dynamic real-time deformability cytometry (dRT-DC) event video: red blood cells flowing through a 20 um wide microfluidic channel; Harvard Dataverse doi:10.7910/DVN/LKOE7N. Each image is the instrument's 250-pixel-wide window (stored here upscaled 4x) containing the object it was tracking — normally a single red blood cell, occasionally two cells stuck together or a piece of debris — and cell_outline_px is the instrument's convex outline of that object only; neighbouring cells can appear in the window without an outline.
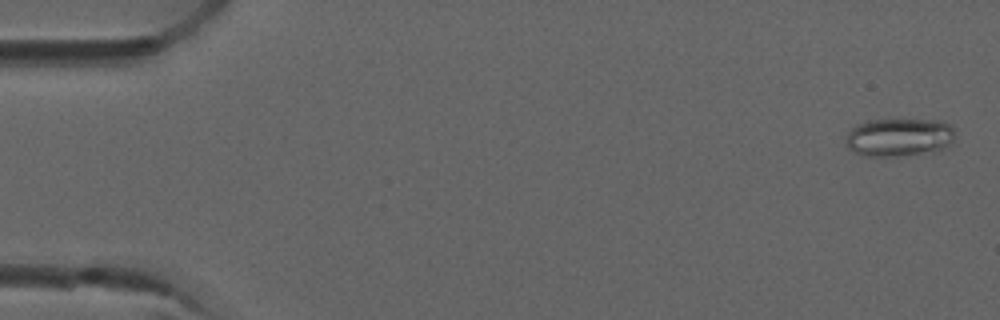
{"species": "common noctule bat (a hibernating species)", "species_latin": "Nyctalus noctula", "temperature_condition": "room temperature", "stored_images_in_passage": 5, "camera_frame_rate_fps": 3000, "um_per_image_px": 0.085, "animal": {"sex": "male", "forearm_length_mm": 52.5}, "frame": {"image": 1, "passage_image": 1, "time_ms": 0.0, "image_size_px": [1000, 320], "cell_outline_px": [[952, 140], [940, 148], [932, 152], [900, 156], [864, 156], [848, 148], [844, 144], [848, 132], [856, 124], [868, 120], [944, 120], [952, 128]], "centroid_in_image_um": [76.35, 11.66], "position_along_channel_um": 8.7, "area_um2": 24.1}}